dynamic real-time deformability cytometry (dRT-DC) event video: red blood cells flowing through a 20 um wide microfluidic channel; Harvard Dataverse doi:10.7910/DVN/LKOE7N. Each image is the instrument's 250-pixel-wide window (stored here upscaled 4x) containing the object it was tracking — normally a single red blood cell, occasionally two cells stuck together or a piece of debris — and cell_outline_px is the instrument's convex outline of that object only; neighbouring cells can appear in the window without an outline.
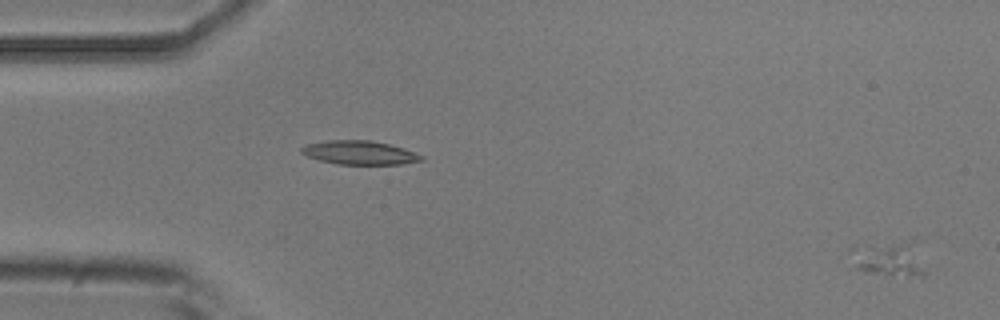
{"species": "common noctule bat (a hibernating species)", "species_latin": "Nyctalus noctula", "temperature_condition": "room temperature", "stored_images_in_passage": 4, "segment_of_instrument_passage": [2, 2], "camera_frame_rate_fps": 3000, "um_per_image_px": 0.085, "animal": {"sex": "male", "body_mass_g": 20.5, "forearm_length_mm": 52.5}, "frame": {"image": 1, "passage_image": 4, "time_ms": 4.333, "image_size_px": [1000, 320], "cell_outline_px": [[924, 276], [920, 276], [884, 272], [860, 268], [848, 248], [856, 244], [892, 244], [900, 248], [924, 272]], "centroid_in_image_um": [75.2, 22.03], "position_along_channel_um": 9.8, "area_um2": 11.44}}